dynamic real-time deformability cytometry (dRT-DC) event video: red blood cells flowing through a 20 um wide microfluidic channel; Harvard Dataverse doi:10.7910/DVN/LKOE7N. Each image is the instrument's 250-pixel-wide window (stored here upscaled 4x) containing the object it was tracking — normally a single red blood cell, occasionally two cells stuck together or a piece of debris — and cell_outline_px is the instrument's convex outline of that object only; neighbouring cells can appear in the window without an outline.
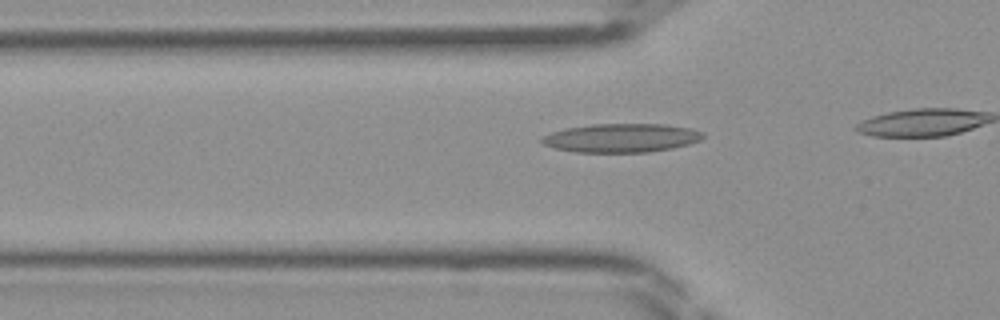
{"species": "Egyptian fruit bat (a non-hibernating species)", "species_latin": "Rousettus aegyptiacus", "temperature_condition": "room temperature", "stored_images_in_passage": 16, "camera_frame_rate_fps": 3000, "um_per_image_px": 0.085, "frame": {"image": 1, "passage_image": 12, "time_ms": 3.667, "image_size_px": [1000, 320], "cell_outline_px": [[704, 136], [700, 140], [688, 144], [672, 148], [648, 152], [576, 152], [556, 148], [544, 144], [540, 140], [544, 136], [552, 132], [564, 128], [592, 124], [664, 124], [692, 128], [704, 132]], "centroid_in_image_um": [52.84, 11.71], "position_along_channel_um": 73.0, "area_um2": 26.93}}